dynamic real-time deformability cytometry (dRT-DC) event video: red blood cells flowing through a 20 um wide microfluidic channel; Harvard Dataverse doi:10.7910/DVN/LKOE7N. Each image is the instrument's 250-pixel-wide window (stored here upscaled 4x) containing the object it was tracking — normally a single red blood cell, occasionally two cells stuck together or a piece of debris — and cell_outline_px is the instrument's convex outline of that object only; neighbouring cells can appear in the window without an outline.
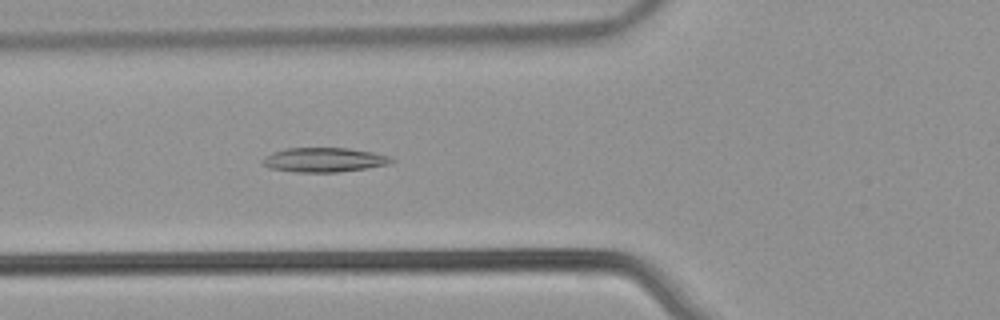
{"species": "common noctule bat (a hibernating species)", "species_latin": "Nyctalus noctula", "temperature_condition": "warm", "stored_images_in_passage": 53, "camera_frame_rate_fps": 3000, "um_per_image_px": 0.085, "animal": {"sex": "male", "body_mass_g": 21.5, "forearm_length_mm": 52.0}, "frame": {"image": 1, "passage_image": 20, "time_ms": 6.333, "image_size_px": [1000, 320], "cell_outline_px": [[396, 160], [392, 164], [340, 172], [296, 172], [268, 168], [260, 160], [264, 156], [272, 152], [284, 148], [348, 148], [372, 152], [392, 156]], "centroid_in_image_um": [27.56, 13.58], "position_along_channel_um": 98.2, "area_um2": 18.61}}
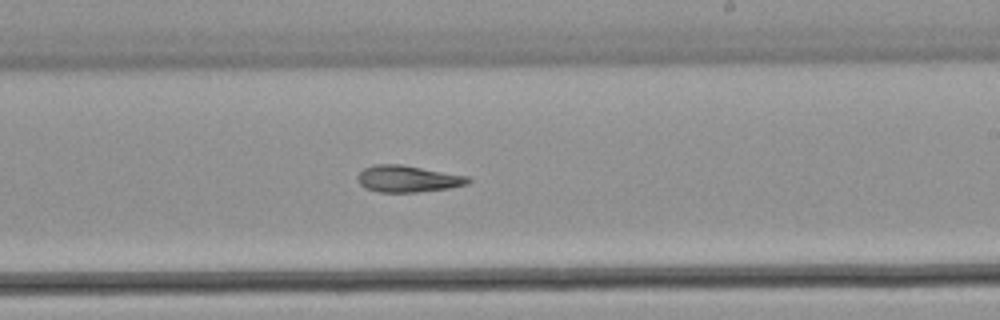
{"frame": {"image": 2, "passage_image": 32, "time_ms": 10.333, "image_size_px": [1000, 320], "cell_outline_px": [[472, 180], [468, 184], [448, 188], [416, 192], [380, 192], [364, 188], [360, 184], [360, 172], [364, 168], [376, 164], [400, 164], [468, 176]], "centroid_in_image_um": [34.69, 15.2], "position_along_channel_um": 254.3, "area_um2": 16.94}}
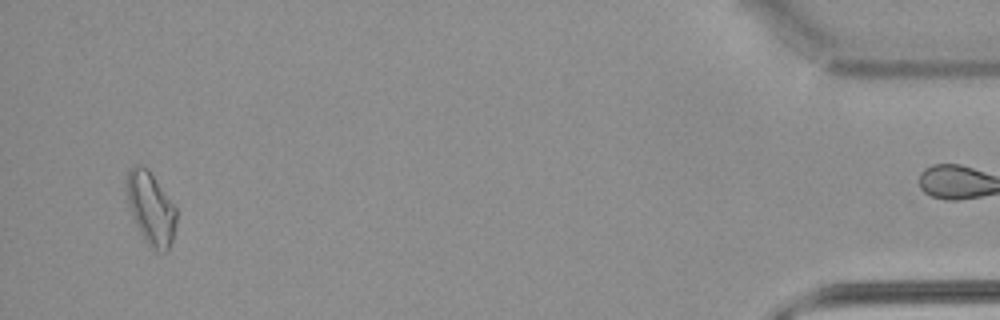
{"frame": {"image": 3, "passage_image": 51, "time_ms": 16.667, "image_size_px": [1000, 320], "cell_outline_px": [[176, 224], [172, 240], [168, 252], [156, 252], [148, 244], [140, 232], [136, 224], [128, 204], [128, 168], [132, 164], [140, 164], [148, 168], [176, 208]], "centroid_in_image_um": [12.84, 17.71], "position_along_channel_um": 422.4, "area_um2": 20.81}}